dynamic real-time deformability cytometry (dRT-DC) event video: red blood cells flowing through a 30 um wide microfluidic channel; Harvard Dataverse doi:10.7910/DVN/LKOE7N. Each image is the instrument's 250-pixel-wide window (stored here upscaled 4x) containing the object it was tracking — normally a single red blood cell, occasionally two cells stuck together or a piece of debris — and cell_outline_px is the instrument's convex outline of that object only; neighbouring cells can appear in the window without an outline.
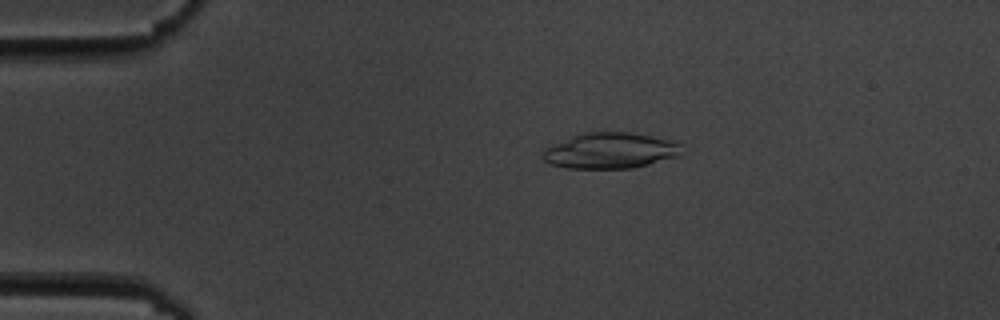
{"species": "common noctule bat (a hibernating species)", "species_latin": "Nyctalus noctula", "temperature_condition": "cold", "stored_images_in_passage": 8, "camera_frame_rate_fps": 3000, "um_per_image_px": 0.085, "animal": {"sex": "male", "body_mass_g": 19.5, "forearm_length_mm": 54.6}, "frame": {"image": 1, "passage_image": 2, "time_ms": 1.333, "image_size_px": [1000, 320], "cell_outline_px": [[680, 156], [632, 168], [564, 168], [552, 164], [544, 160], [540, 156], [540, 152], [544, 148], [576, 132], [632, 132], [676, 140], [680, 144]], "centroid_in_image_um": [51.82, 12.78], "position_along_channel_um": 33.2, "area_um2": 29.59}}
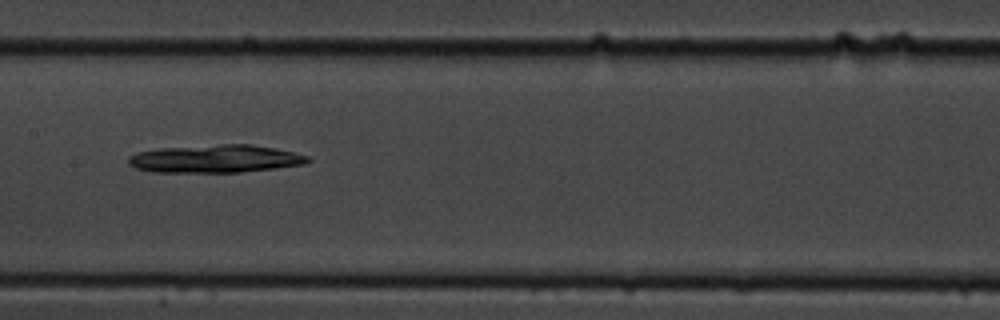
{"frame": {"image": 2, "passage_image": 7, "time_ms": 7.0, "image_size_px": [1000, 320], "cell_outline_px": [[312, 160], [304, 164], [276, 168], [240, 172], [152, 172], [136, 168], [128, 164], [128, 156], [136, 152], [160, 148], [224, 144], [252, 144], [276, 148], [308, 156]], "centroid_in_image_um": [18.29, 13.49], "position_along_channel_um": 189.1, "area_um2": 29.19}}
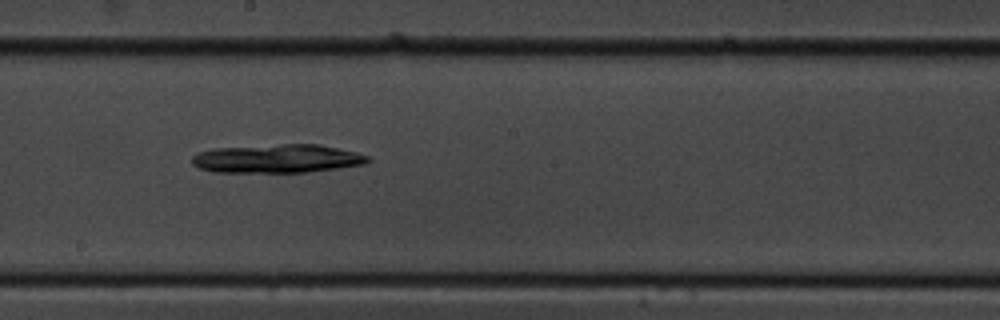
{"frame": {"image": 3, "passage_image": 8, "time_ms": 8.0, "image_size_px": [1000, 320], "cell_outline_px": [[372, 160], [368, 164], [308, 172], [212, 172], [200, 168], [192, 164], [192, 156], [196, 152], [212, 148], [284, 144], [320, 144], [356, 152], [368, 156]], "centroid_in_image_um": [23.57, 13.48], "position_along_channel_um": 224.6, "area_um2": 29.54}}